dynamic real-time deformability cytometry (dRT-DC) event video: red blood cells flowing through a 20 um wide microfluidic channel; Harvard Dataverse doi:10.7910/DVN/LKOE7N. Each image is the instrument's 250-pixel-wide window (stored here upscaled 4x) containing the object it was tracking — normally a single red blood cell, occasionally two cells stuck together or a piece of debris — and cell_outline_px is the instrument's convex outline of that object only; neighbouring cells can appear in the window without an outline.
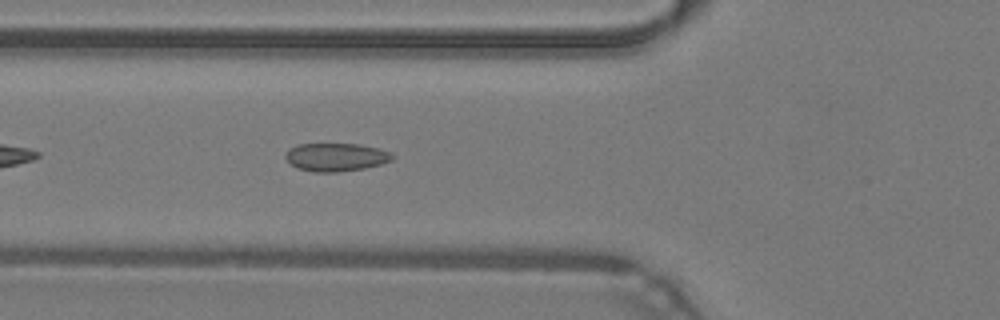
{"species": "common noctule bat (a hibernating species)", "species_latin": "Nyctalus noctula", "temperature_condition": "warm", "stored_images_in_passage": 14, "camera_frame_rate_fps": 3000, "um_per_image_px": 0.085, "animal": {"sex": "male", "body_mass_g": 19.2, "forearm_length_mm": 51.8}, "frame": {"image": 1, "passage_image": 6, "time_ms": 1.667, "image_size_px": [1000, 320], "cell_outline_px": [[396, 156], [392, 160], [380, 164], [364, 168], [336, 172], [316, 172], [300, 168], [292, 164], [284, 156], [296, 144], [360, 144], [380, 148], [392, 152]], "centroid_in_image_um": [28.64, 13.34], "position_along_channel_um": 97.2, "area_um2": 17.4}}
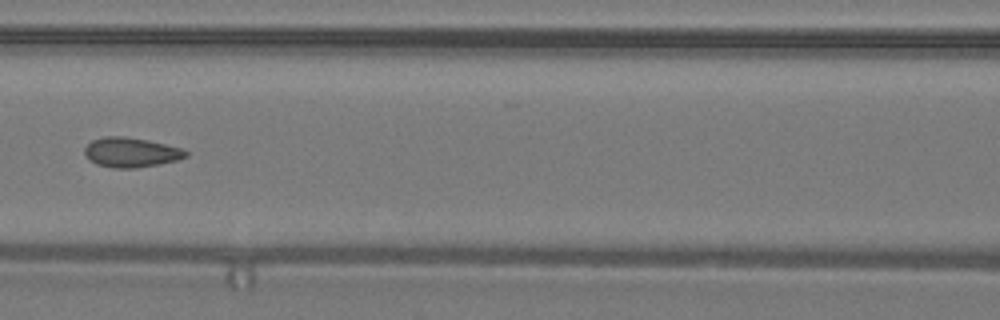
{"frame": {"image": 2, "passage_image": 10, "time_ms": 3.0, "image_size_px": [1000, 320], "cell_outline_px": [[188, 156], [176, 160], [160, 164], [136, 168], [112, 168], [96, 164], [88, 160], [84, 152], [84, 148], [92, 140], [104, 136], [124, 136], [148, 140], [180, 148], [188, 152]], "centroid_in_image_um": [11.1, 12.95], "position_along_channel_um": 155.5, "area_um2": 17.57}}